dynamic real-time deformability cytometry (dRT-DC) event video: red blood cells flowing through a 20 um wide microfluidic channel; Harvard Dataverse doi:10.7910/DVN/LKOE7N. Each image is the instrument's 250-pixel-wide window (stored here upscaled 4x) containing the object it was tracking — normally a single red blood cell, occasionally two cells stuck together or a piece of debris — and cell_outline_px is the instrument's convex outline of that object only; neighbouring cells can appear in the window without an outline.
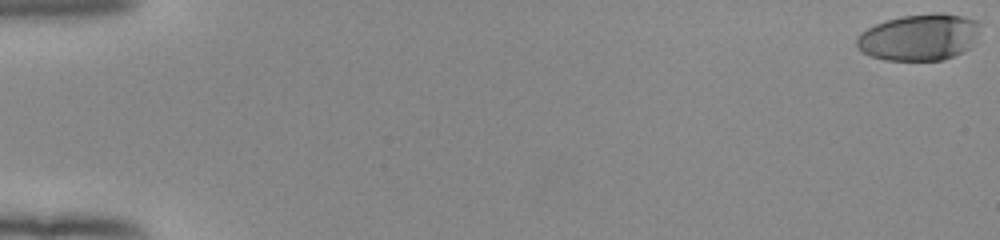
{"species": "human", "species_latin": "Homo sapiens", "temperature_condition": "room temperature", "stored_images_in_passage": 54, "camera_frame_rate_fps": 3000, "um_per_image_px": 0.085, "donor": {"sex": "female"}, "frame": {"image": 1, "passage_image": 1, "time_ms": 0.0, "image_size_px": [1000, 240], "cell_outline_px": [[976, 36], [972, 48], [964, 52], [944, 60], [884, 60], [872, 56], [856, 48], [856, 36], [860, 32], [876, 24], [888, 20], [904, 16], [936, 12], [940, 12], [964, 16], [976, 20]], "centroid_in_image_um": [78.12, 3.17], "position_along_channel_um": 6.9, "area_um2": 33.47}}
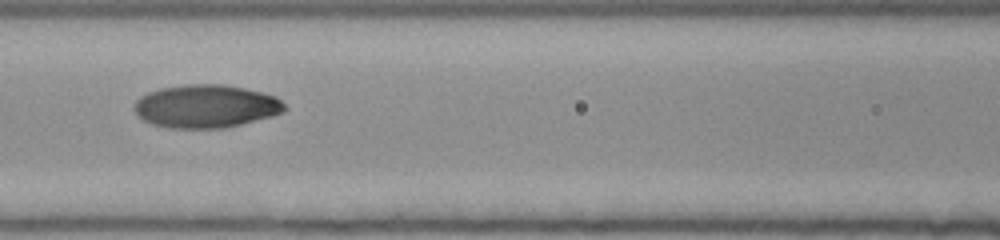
{"frame": {"image": 2, "passage_image": 26, "time_ms": 8.333, "image_size_px": [1000, 240], "cell_outline_px": [[288, 108], [284, 112], [272, 116], [224, 128], [168, 128], [152, 124], [136, 116], [132, 108], [136, 100], [140, 96], [148, 92], [160, 88], [188, 84], [224, 84], [244, 88], [276, 96]], "centroid_in_image_um": [17.47, 9.03], "position_along_channel_um": 149.1, "area_um2": 37.97}}
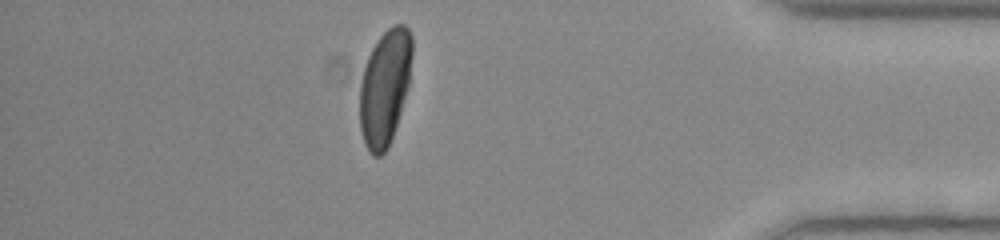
{"frame": {"image": 3, "passage_image": 48, "time_ms": 15.667, "image_size_px": [1000, 240], "cell_outline_px": [[412, 56], [408, 88], [388, 148], [380, 156], [372, 156], [368, 152], [364, 144], [360, 128], [360, 84], [364, 68], [368, 56], [372, 48], [380, 36], [392, 24], [404, 24], [408, 28], [412, 36]], "centroid_in_image_um": [32.71, 7.42], "position_along_channel_um": 402.5, "area_um2": 35.32}, "authors_computed_cell_mechanics": {"area_um2": 35.836, "velocity_mm_per_s": 3.925, "shape_relaxation_time_tau1_ms": 3.8049, "shape_relaxation_time_tau2_ms": null, "deformation_change_tau1": 0.2057, "deformation_change_tau2": null}}